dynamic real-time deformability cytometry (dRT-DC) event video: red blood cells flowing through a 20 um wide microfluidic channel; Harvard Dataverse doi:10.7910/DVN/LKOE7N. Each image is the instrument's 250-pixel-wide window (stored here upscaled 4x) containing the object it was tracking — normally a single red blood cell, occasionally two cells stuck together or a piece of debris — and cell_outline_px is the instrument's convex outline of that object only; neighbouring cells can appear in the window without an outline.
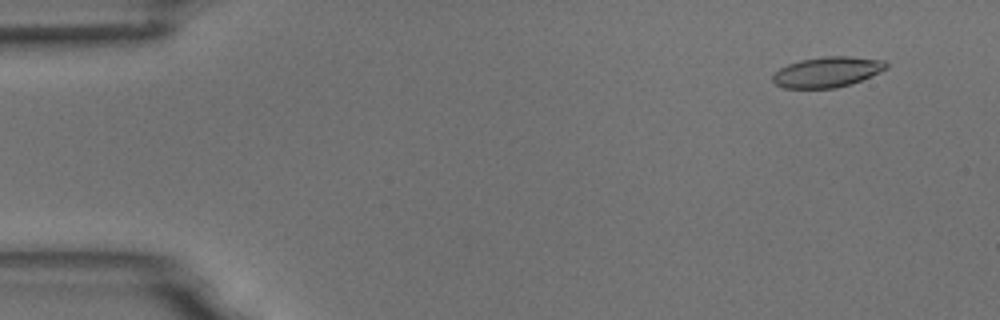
{"species": "common noctule bat (a hibernating species)", "species_latin": "Nyctalus noctula", "temperature_condition": "room temperature", "stored_images_in_passage": 4, "camera_frame_rate_fps": 3000, "um_per_image_px": 0.085, "animal": {"sex": "male", "body_mass_g": 18.8}, "frame": {"image": 1, "passage_image": 1, "time_ms": 0.0, "image_size_px": [1000, 320], "cell_outline_px": [[888, 68], [880, 72], [852, 84], [836, 88], [784, 88], [776, 84], [772, 80], [772, 76], [780, 68], [788, 64], [800, 60], [824, 56], [848, 56], [884, 60], [888, 64]], "centroid_in_image_um": [70.34, 6.12], "position_along_channel_um": 14.7, "area_um2": 20.17}}
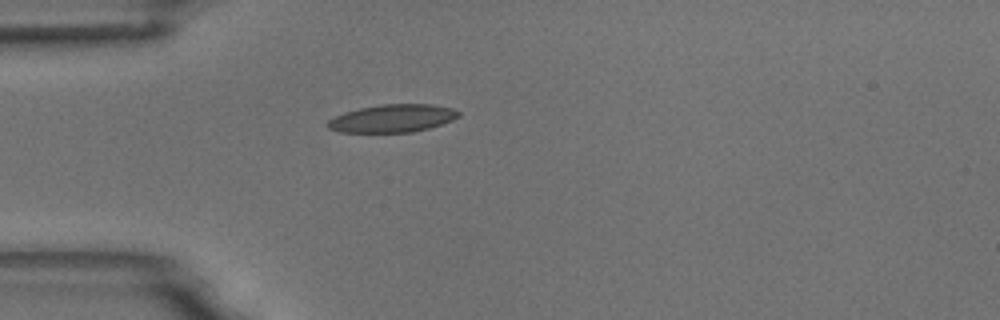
{"frame": {"image": 2, "passage_image": 4, "time_ms": 3.667, "image_size_px": [1000, 320], "cell_outline_px": [[460, 116], [452, 120], [428, 128], [412, 132], [340, 132], [328, 128], [324, 124], [328, 120], [344, 112], [360, 108], [380, 104], [432, 104], [452, 108], [460, 112]], "centroid_in_image_um": [33.34, 10.05], "position_along_channel_um": 51.7, "area_um2": 21.21}}